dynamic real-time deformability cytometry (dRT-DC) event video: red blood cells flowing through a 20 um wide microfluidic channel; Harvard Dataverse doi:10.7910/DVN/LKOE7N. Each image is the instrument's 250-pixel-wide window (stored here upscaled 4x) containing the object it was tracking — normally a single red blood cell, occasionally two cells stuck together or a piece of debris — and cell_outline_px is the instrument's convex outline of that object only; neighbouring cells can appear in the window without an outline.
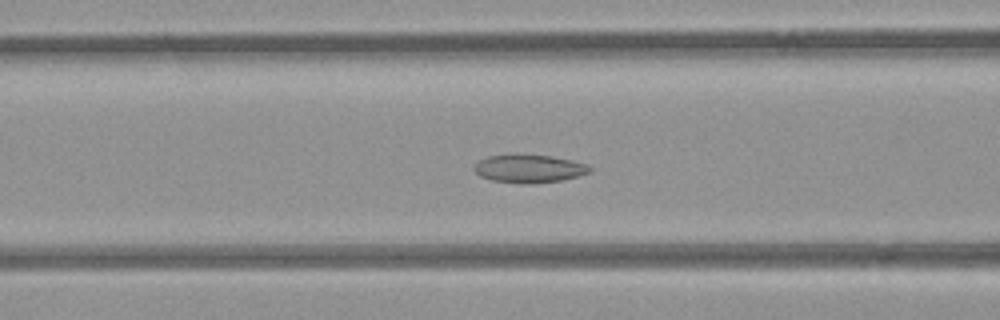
{"species": "common noctule bat (a hibernating species)", "species_latin": "Nyctalus noctula", "temperature_condition": "room temperature", "stored_images_in_passage": 44, "camera_frame_rate_fps": 3000, "um_per_image_px": 0.085, "animal": {"sex": "female", "body_mass_g": 21.9}, "frame": {"image": 1, "passage_image": 12, "time_ms": 3.667, "image_size_px": [1000, 320], "cell_outline_px": [[592, 172], [560, 180], [532, 184], [520, 184], [492, 180], [480, 176], [472, 168], [480, 160], [488, 156], [552, 156], [572, 160], [588, 164], [592, 168]], "centroid_in_image_um": [45.01, 14.36], "position_along_channel_um": 121.6, "area_um2": 18.55}}
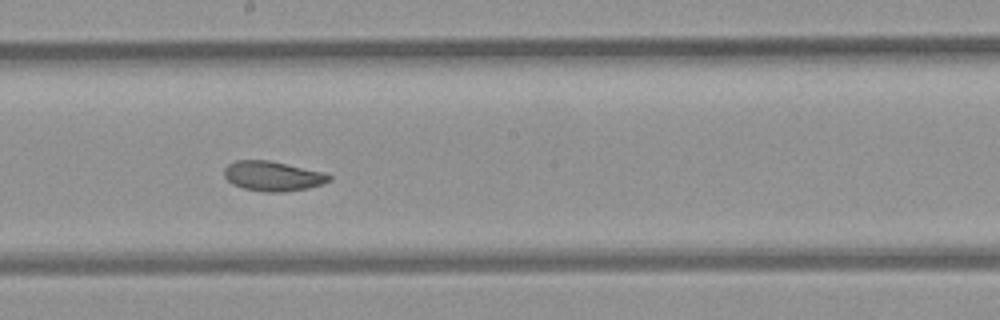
{"frame": {"image": 2, "passage_image": 20, "time_ms": 6.333, "image_size_px": [1000, 320], "cell_outline_px": [[332, 180], [308, 188], [280, 192], [264, 192], [244, 188], [232, 184], [224, 176], [224, 168], [228, 164], [236, 160], [268, 160], [324, 172], [332, 176]], "centroid_in_image_um": [23.17, 14.96], "position_along_channel_um": 225.0, "area_um2": 18.15}}
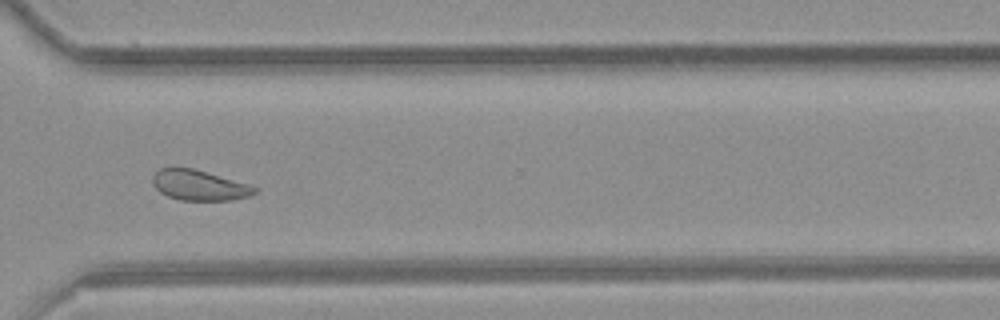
{"frame": {"image": 3, "passage_image": 30, "time_ms": 9.667, "image_size_px": [1000, 320], "cell_outline_px": [[260, 188], [256, 192], [248, 196], [232, 200], [180, 200], [168, 196], [160, 192], [152, 184], [152, 176], [160, 168], [192, 168], [248, 184]], "centroid_in_image_um": [16.92, 15.75], "position_along_channel_um": 353.7, "area_um2": 17.86}, "authors_computed_cell_mechanics": {"area_um2": 19.074, "velocity_mm_per_s": 3.8697, "shape_relaxation_time_tau1_ms": 8.8188, "shape_relaxation_time_tau2_ms": 2.8992, "deformation_change_tau1": 0.1176, "deformation_change_tau2": 0.0665}}